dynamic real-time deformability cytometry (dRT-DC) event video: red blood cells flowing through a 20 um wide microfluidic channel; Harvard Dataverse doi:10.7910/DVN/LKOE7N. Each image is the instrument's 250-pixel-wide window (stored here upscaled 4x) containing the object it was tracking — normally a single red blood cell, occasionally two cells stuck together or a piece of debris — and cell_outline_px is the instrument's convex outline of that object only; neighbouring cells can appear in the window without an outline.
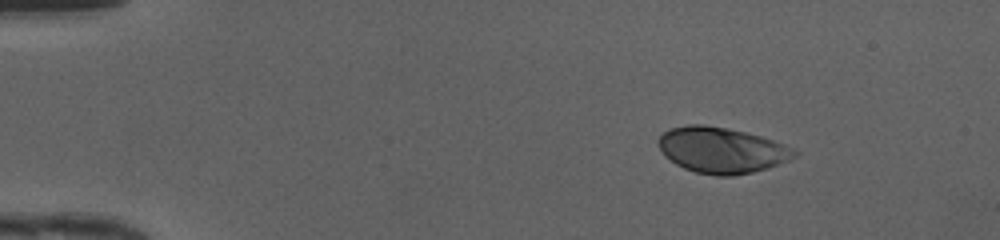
{"species": "human", "species_latin": "Homo sapiens", "temperature_condition": "cold", "stored_images_in_passage": 43, "camera_frame_rate_fps": 3000, "um_per_image_px": 0.085, "donor": {"sex": "female"}, "frame": {"image": 1, "passage_image": 1, "time_ms": 0.0, "image_size_px": [1000, 240], "cell_outline_px": [[800, 152], [796, 156], [780, 164], [768, 168], [752, 172], [732, 176], [716, 176], [696, 172], [684, 168], [676, 164], [664, 156], [660, 148], [660, 136], [664, 132], [672, 128], [688, 124], [704, 124], [744, 132], [760, 136], [772, 140], [792, 148]], "centroid_in_image_um": [61.35, 12.77], "position_along_channel_um": 23.6, "area_um2": 36.01}}
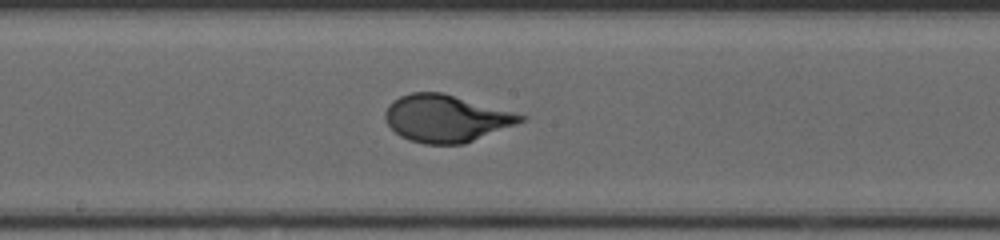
{"frame": {"image": 2, "passage_image": 21, "time_ms": 6.667, "image_size_px": [1000, 240], "cell_outline_px": [[528, 116], [524, 120], [516, 124], [464, 144], [424, 144], [408, 140], [400, 136], [384, 120], [384, 112], [388, 104], [392, 100], [400, 96], [412, 92], [444, 92]], "centroid_in_image_um": [37.88, 10.05], "position_along_channel_um": 210.3, "area_um2": 37.34}}
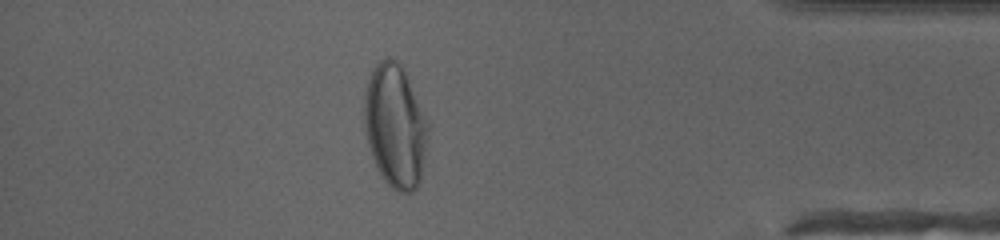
{"frame": {"image": 3, "passage_image": 37, "time_ms": 12.0, "image_size_px": [1000, 240], "cell_outline_px": [[432, 124], [420, 180], [416, 188], [412, 192], [396, 192], [384, 180], [372, 156], [368, 144], [364, 128], [364, 92], [368, 80], [376, 64], [380, 60], [388, 56], [396, 60], [400, 64]], "centroid_in_image_um": [33.63, 10.71], "position_along_channel_um": 401.6, "area_um2": 46.47}, "authors_computed_cell_mechanics": {"area_um2": 37.0498, "velocity_mm_per_s": 4.1961, "shape_relaxation_time_tau1_ms": 3.3975, "shape_relaxation_time_tau2_ms": null, "deformation_change_tau1": 0.1906, "deformation_change_tau2": null}}